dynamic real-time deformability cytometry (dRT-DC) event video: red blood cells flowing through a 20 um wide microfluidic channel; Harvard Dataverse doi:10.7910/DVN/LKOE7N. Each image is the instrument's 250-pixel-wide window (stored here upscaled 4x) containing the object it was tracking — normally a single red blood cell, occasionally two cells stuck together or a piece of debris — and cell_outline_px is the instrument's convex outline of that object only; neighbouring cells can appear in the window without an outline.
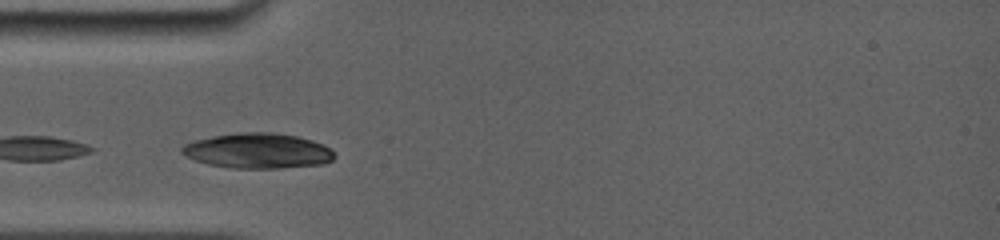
{"species": "common noctule bat (a hibernating species)", "species_latin": "Nyctalus noctula", "temperature_condition": "room temperature", "stored_images_in_passage": 2, "camera_frame_rate_fps": 5000, "um_per_image_px": 0.085, "animal": {"sex": "female", "body_mass_g": 19.0, "forearm_length_mm": 56.7}, "frame": {"image": 1, "passage_image": 1, "time_ms": 0.0, "image_size_px": [1000, 240], "cell_outline_px": [[336, 156], [332, 160], [320, 164], [280, 168], [232, 168], [208, 164], [196, 160], [180, 152], [180, 148], [184, 144], [192, 140], [212, 136], [240, 132], [272, 132], [296, 136], [312, 140], [324, 144]], "centroid_in_image_um": [21.89, 12.81], "position_along_channel_um": 63.1, "area_um2": 31.21}}
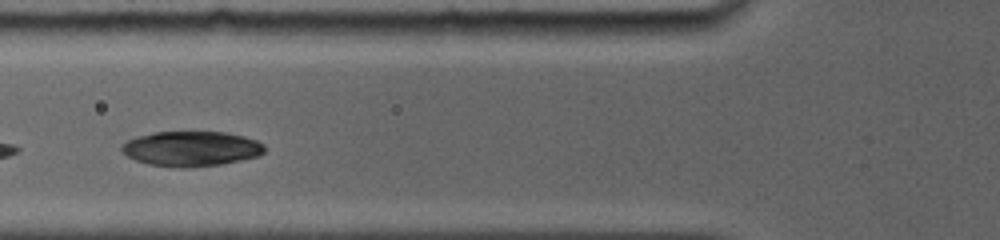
{"frame": {"image": 2, "passage_image": 2, "time_ms": 1.2, "image_size_px": [1000, 240], "cell_outline_px": [[264, 152], [260, 156], [220, 164], [184, 168], [180, 168], [148, 164], [136, 160], [128, 156], [120, 148], [128, 140], [136, 136], [152, 132], [224, 132], [244, 136], [256, 140], [264, 144]], "centroid_in_image_um": [16.27, 12.63], "position_along_channel_um": 109.5, "area_um2": 29.07}}